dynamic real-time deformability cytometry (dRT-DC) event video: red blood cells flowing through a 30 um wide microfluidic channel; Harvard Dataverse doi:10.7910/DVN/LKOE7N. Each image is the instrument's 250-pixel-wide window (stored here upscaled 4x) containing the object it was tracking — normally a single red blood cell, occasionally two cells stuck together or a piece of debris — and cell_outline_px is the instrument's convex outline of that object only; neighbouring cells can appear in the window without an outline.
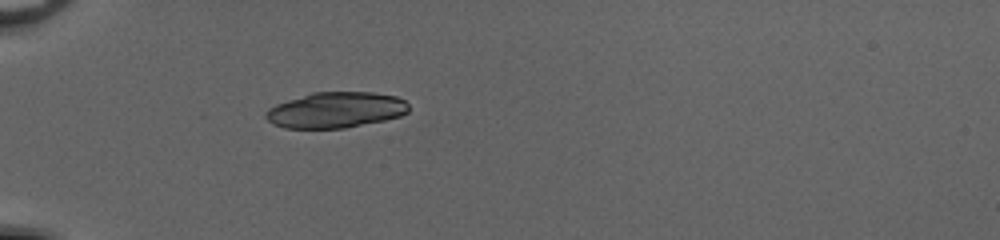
{"species": "common noctule bat (a hibernating species)", "species_latin": "Nyctalus noctula", "temperature_condition": "cold", "stored_images_in_passage": 35, "camera_frame_rate_fps": 3000, "um_per_image_px": 0.085, "animal": {"sex": "female", "body_mass_g": 20.0, "forearm_length_mm": 54.0}, "frame": {"image": 1, "passage_image": 1, "time_ms": 0.0, "image_size_px": [1000, 240], "cell_outline_px": [[408, 112], [400, 116], [384, 120], [344, 128], [284, 128], [272, 124], [264, 116], [264, 112], [268, 108], [276, 104], [312, 92], [372, 92], [396, 96], [404, 100], [408, 104]], "centroid_in_image_um": [28.51, 9.35], "position_along_channel_um": 56.5, "area_um2": 29.82}}
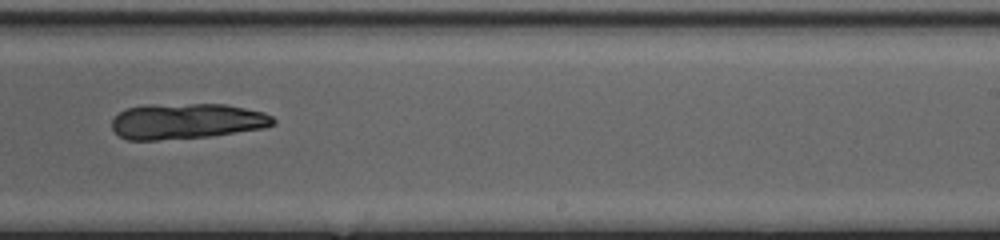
{"frame": {"image": 2, "passage_image": 18, "time_ms": 5.667, "image_size_px": [1000, 240], "cell_outline_px": [[276, 124], [264, 128], [212, 136], [156, 140], [128, 140], [120, 136], [112, 128], [112, 120], [120, 112], [128, 108], [144, 104], [224, 104], [264, 112], [272, 116], [276, 120]], "centroid_in_image_um": [15.88, 10.3], "position_along_channel_um": 273.1, "area_um2": 33.64}}
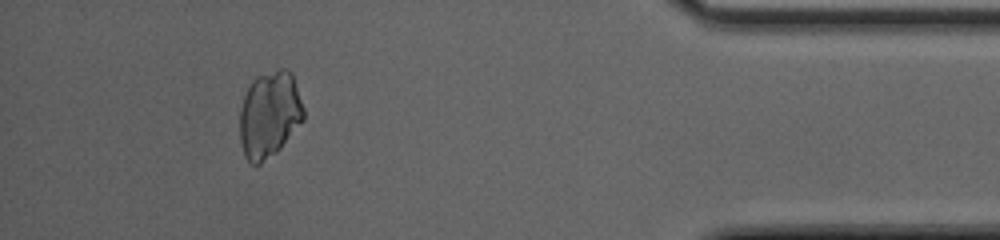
{"frame": {"image": 3, "passage_image": 31, "time_ms": 10.0, "image_size_px": [1000, 240], "cell_outline_px": [[304, 120], [280, 148], [260, 164], [252, 164], [244, 156], [240, 140], [240, 108], [244, 96], [252, 80], [256, 76], [280, 68], [288, 68], [292, 72], [304, 108]], "centroid_in_image_um": [22.91, 9.71], "position_along_channel_um": 412.3, "area_um2": 32.25}}